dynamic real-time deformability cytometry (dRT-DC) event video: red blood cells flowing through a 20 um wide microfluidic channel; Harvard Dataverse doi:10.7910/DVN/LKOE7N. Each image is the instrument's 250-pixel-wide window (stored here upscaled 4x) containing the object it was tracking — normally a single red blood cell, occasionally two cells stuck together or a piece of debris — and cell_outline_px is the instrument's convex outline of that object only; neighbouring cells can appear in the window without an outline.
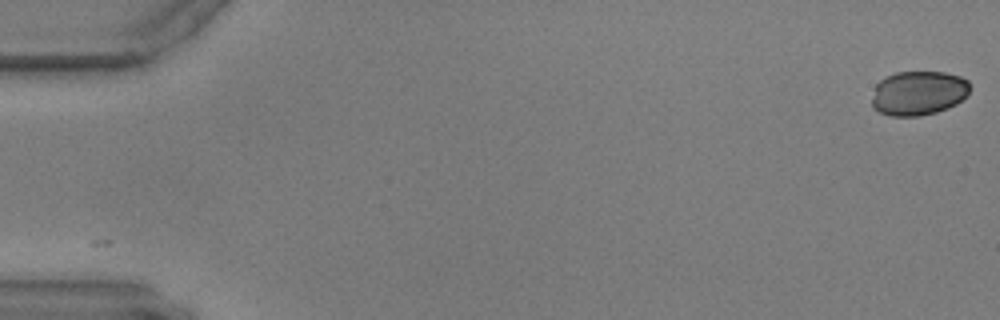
{"species": "common noctule bat (a hibernating species)", "species_latin": "Nyctalus noctula", "temperature_condition": "warm", "stored_images_in_passage": 59, "camera_frame_rate_fps": 3000, "um_per_image_px": 0.085, "animal": {"sex": "male", "body_mass_g": 17.9, "forearm_length_mm": 54.2}, "frame": {"image": 1, "passage_image": 1, "time_ms": 0.0, "image_size_px": [1000, 320], "cell_outline_px": [[968, 92], [956, 104], [948, 108], [936, 112], [920, 116], [892, 116], [880, 112], [872, 108], [872, 100], [876, 84], [884, 76], [896, 72], [944, 72], [960, 76], [968, 80]], "centroid_in_image_um": [78.03, 7.91], "position_along_channel_um": 7.0, "area_um2": 25.32}}
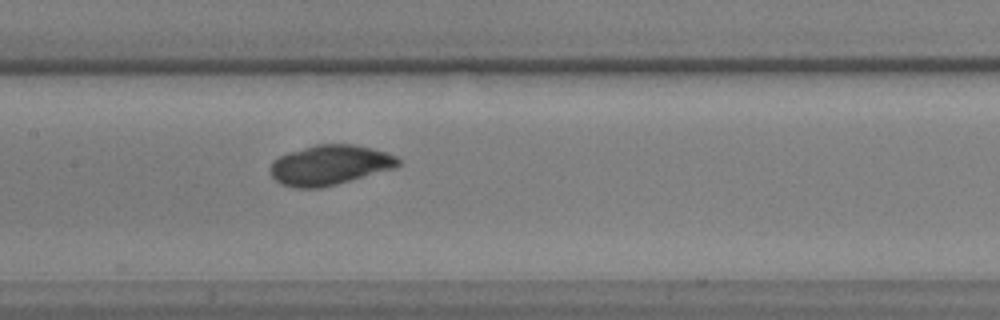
{"frame": {"image": 2, "passage_image": 29, "time_ms": 9.333, "image_size_px": [1000, 320], "cell_outline_px": [[400, 164], [396, 168], [336, 184], [320, 188], [296, 188], [280, 184], [272, 176], [268, 168], [280, 156], [288, 152], [316, 144], [352, 144], [372, 148], [396, 156], [400, 160]], "centroid_in_image_um": [28.03, 14.03], "position_along_channel_um": 179.4, "area_um2": 29.71}}
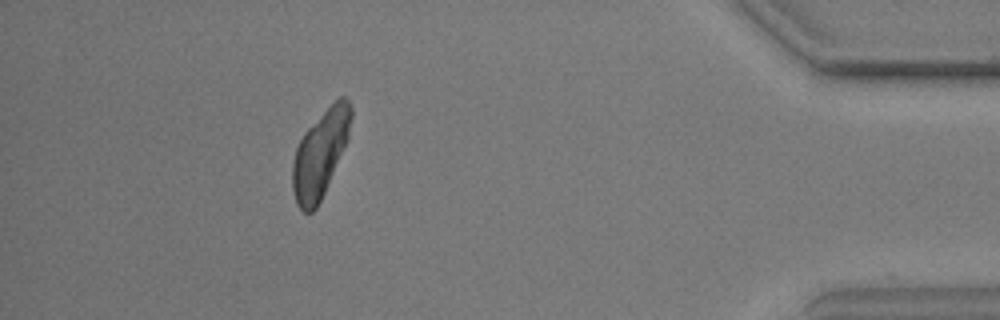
{"frame": {"image": 3, "passage_image": 53, "time_ms": 17.333, "image_size_px": [1000, 320], "cell_outline_px": [[352, 116], [348, 140], [324, 192], [316, 208], [312, 212], [304, 212], [296, 204], [292, 188], [292, 160], [296, 148], [304, 132], [340, 96], [344, 96], [348, 100], [352, 108]], "centroid_in_image_um": [27.21, 13.09], "position_along_channel_um": 408.0, "area_um2": 29.25}}